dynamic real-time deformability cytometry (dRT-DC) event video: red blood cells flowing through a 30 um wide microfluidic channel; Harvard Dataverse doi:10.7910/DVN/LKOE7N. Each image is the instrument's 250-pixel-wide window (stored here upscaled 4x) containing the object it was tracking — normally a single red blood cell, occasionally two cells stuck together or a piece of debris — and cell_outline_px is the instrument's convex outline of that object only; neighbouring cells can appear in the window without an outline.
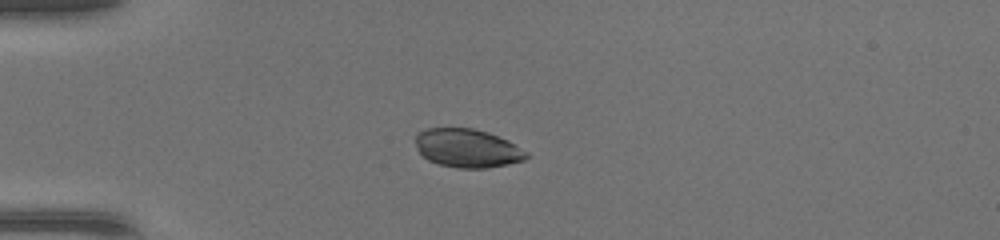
{"species": "common noctule bat (a hibernating species)", "species_latin": "Nyctalus noctula", "temperature_condition": "warm", "stored_images_in_passage": 36, "camera_frame_rate_fps": 3000, "um_per_image_px": 0.085, "animal": {"sex": "female", "body_mass_g": 17.0, "forearm_length_mm": 48.0}, "frame": {"image": 1, "passage_image": 1, "time_ms": 0.0, "image_size_px": [1000, 240], "cell_outline_px": [[528, 156], [524, 160], [508, 164], [488, 168], [456, 168], [440, 164], [428, 160], [416, 148], [416, 136], [420, 132], [428, 128], [472, 128], [488, 132], [508, 140], [528, 152]], "centroid_in_image_um": [39.75, 12.6], "position_along_channel_um": 45.3, "area_um2": 24.85}}
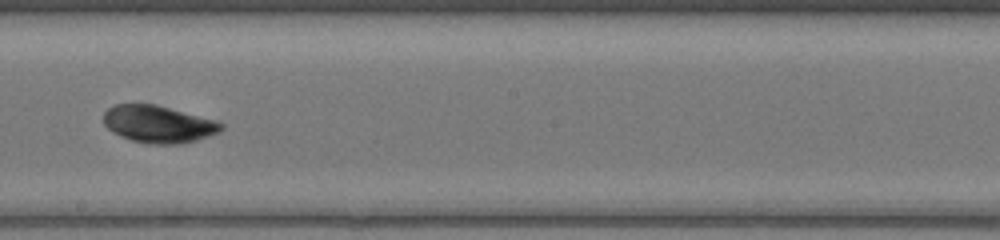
{"frame": {"image": 2, "passage_image": 16, "time_ms": 5.0, "image_size_px": [1000, 240], "cell_outline_px": [[224, 128], [220, 132], [196, 140], [180, 144], [148, 144], [132, 140], [112, 132], [104, 124], [104, 112], [108, 108], [116, 104], [156, 104], [216, 120], [224, 124]], "centroid_in_image_um": [13.48, 10.55], "position_along_channel_um": 234.7, "area_um2": 25.55}}
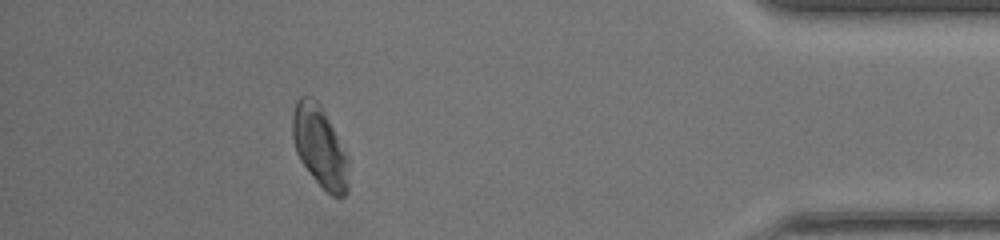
{"frame": {"image": 3, "passage_image": 31, "time_ms": 10.0, "image_size_px": [1000, 240], "cell_outline_px": [[348, 192], [344, 196], [332, 196], [312, 176], [300, 160], [296, 152], [292, 136], [292, 116], [296, 100], [300, 96], [312, 96], [320, 104], [348, 156]], "centroid_in_image_um": [27.17, 12.44], "position_along_channel_um": 408.0, "area_um2": 26.36}, "authors_computed_cell_mechanics": {"area_um2": 26.0389, "velocity_mm_per_s": 4.3768, "shape_relaxation_time_tau1_ms": 0.7084, "shape_relaxation_time_tau2_ms": null, "deformation_change_tau1": 0.0579, "deformation_change_tau2": null}}